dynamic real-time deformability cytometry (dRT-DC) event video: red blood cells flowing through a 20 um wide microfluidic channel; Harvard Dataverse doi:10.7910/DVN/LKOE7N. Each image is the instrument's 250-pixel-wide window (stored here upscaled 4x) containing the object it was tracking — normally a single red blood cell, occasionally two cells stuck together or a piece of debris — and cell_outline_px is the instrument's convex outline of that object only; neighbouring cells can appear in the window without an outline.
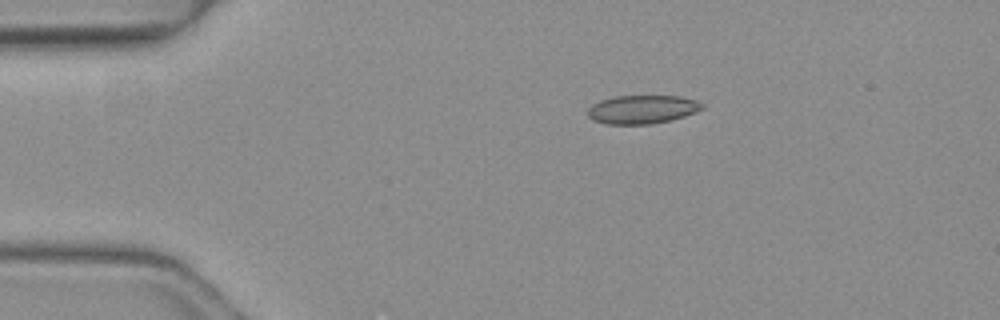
{"species": "common noctule bat (a hibernating species)", "species_latin": "Nyctalus noctula", "temperature_condition": "warm", "stored_images_in_passage": 5, "camera_frame_rate_fps": 3000, "um_per_image_px": 0.085, "animal": {"sex": "female", "body_mass_g": 19.3, "forearm_length_mm": 54.1}, "frame": {"image": 1, "passage_image": 3, "time_ms": 0.667, "image_size_px": [1000, 320], "cell_outline_px": [[704, 108], [684, 116], [672, 120], [652, 124], [604, 124], [588, 116], [588, 108], [592, 104], [600, 100], [616, 96], [680, 96], [696, 100], [704, 104]], "centroid_in_image_um": [54.6, 9.3], "position_along_channel_um": 30.4, "area_um2": 19.02}}
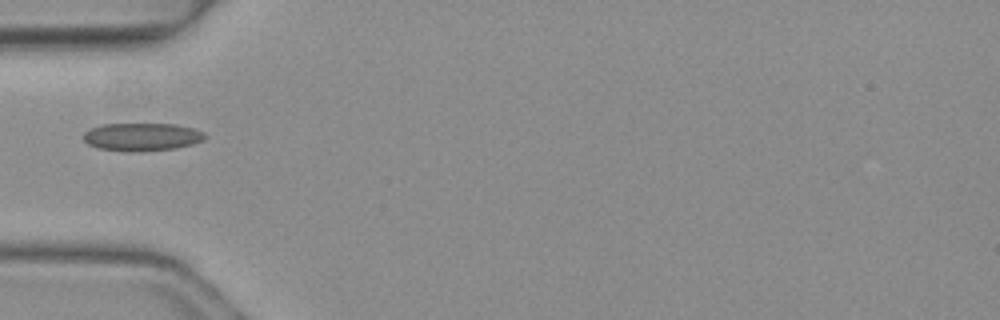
{"frame": {"image": 2, "passage_image": 5, "time_ms": 1.333, "image_size_px": [1000, 320], "cell_outline_px": [[208, 136], [204, 140], [192, 144], [176, 148], [132, 152], [128, 152], [100, 148], [88, 144], [84, 140], [84, 132], [100, 124], [176, 124], [192, 128], [204, 132]], "centroid_in_image_um": [12.09, 11.63], "position_along_channel_um": 72.9, "area_um2": 19.77}}